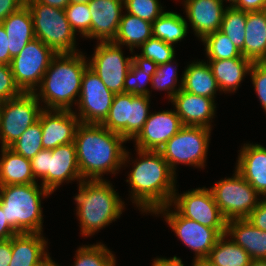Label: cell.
<instances>
[{"instance_id": "obj_9", "label": "cell", "mask_w": 266, "mask_h": 266, "mask_svg": "<svg viewBox=\"0 0 266 266\" xmlns=\"http://www.w3.org/2000/svg\"><path fill=\"white\" fill-rule=\"evenodd\" d=\"M149 101L150 97L145 95L115 94L108 116L101 125L120 134L126 141L132 140L150 115Z\"/></svg>"}, {"instance_id": "obj_1", "label": "cell", "mask_w": 266, "mask_h": 266, "mask_svg": "<svg viewBox=\"0 0 266 266\" xmlns=\"http://www.w3.org/2000/svg\"><path fill=\"white\" fill-rule=\"evenodd\" d=\"M124 142L126 140L120 134L101 124L80 123L74 144L82 179L102 180L103 173L116 174L130 161L129 152L122 146Z\"/></svg>"}, {"instance_id": "obj_28", "label": "cell", "mask_w": 266, "mask_h": 266, "mask_svg": "<svg viewBox=\"0 0 266 266\" xmlns=\"http://www.w3.org/2000/svg\"><path fill=\"white\" fill-rule=\"evenodd\" d=\"M0 186L37 183L32 174L31 161L9 147H1Z\"/></svg>"}, {"instance_id": "obj_52", "label": "cell", "mask_w": 266, "mask_h": 266, "mask_svg": "<svg viewBox=\"0 0 266 266\" xmlns=\"http://www.w3.org/2000/svg\"><path fill=\"white\" fill-rule=\"evenodd\" d=\"M33 266H59L55 263L50 257L49 254H47L39 263L33 265Z\"/></svg>"}, {"instance_id": "obj_36", "label": "cell", "mask_w": 266, "mask_h": 266, "mask_svg": "<svg viewBox=\"0 0 266 266\" xmlns=\"http://www.w3.org/2000/svg\"><path fill=\"white\" fill-rule=\"evenodd\" d=\"M73 266H113L116 263L115 255L104 245H84L76 251Z\"/></svg>"}, {"instance_id": "obj_45", "label": "cell", "mask_w": 266, "mask_h": 266, "mask_svg": "<svg viewBox=\"0 0 266 266\" xmlns=\"http://www.w3.org/2000/svg\"><path fill=\"white\" fill-rule=\"evenodd\" d=\"M8 40L6 30L0 22V64H11L12 57L10 56Z\"/></svg>"}, {"instance_id": "obj_16", "label": "cell", "mask_w": 266, "mask_h": 266, "mask_svg": "<svg viewBox=\"0 0 266 266\" xmlns=\"http://www.w3.org/2000/svg\"><path fill=\"white\" fill-rule=\"evenodd\" d=\"M124 57L120 45L99 42L92 59L88 60V67L115 94L124 93V80L132 63V57Z\"/></svg>"}, {"instance_id": "obj_57", "label": "cell", "mask_w": 266, "mask_h": 266, "mask_svg": "<svg viewBox=\"0 0 266 266\" xmlns=\"http://www.w3.org/2000/svg\"><path fill=\"white\" fill-rule=\"evenodd\" d=\"M2 101H0V113H1V108H2Z\"/></svg>"}, {"instance_id": "obj_31", "label": "cell", "mask_w": 266, "mask_h": 266, "mask_svg": "<svg viewBox=\"0 0 266 266\" xmlns=\"http://www.w3.org/2000/svg\"><path fill=\"white\" fill-rule=\"evenodd\" d=\"M157 68L158 65L150 59L138 54L132 56V63L124 80V93L150 97V91L145 86L148 82L151 83Z\"/></svg>"}, {"instance_id": "obj_46", "label": "cell", "mask_w": 266, "mask_h": 266, "mask_svg": "<svg viewBox=\"0 0 266 266\" xmlns=\"http://www.w3.org/2000/svg\"><path fill=\"white\" fill-rule=\"evenodd\" d=\"M25 5V0H0V22Z\"/></svg>"}, {"instance_id": "obj_26", "label": "cell", "mask_w": 266, "mask_h": 266, "mask_svg": "<svg viewBox=\"0 0 266 266\" xmlns=\"http://www.w3.org/2000/svg\"><path fill=\"white\" fill-rule=\"evenodd\" d=\"M243 56L252 62H266V11L247 12Z\"/></svg>"}, {"instance_id": "obj_20", "label": "cell", "mask_w": 266, "mask_h": 266, "mask_svg": "<svg viewBox=\"0 0 266 266\" xmlns=\"http://www.w3.org/2000/svg\"><path fill=\"white\" fill-rule=\"evenodd\" d=\"M213 98L198 96L180 89L172 98L175 111L183 125L211 127L216 104Z\"/></svg>"}, {"instance_id": "obj_6", "label": "cell", "mask_w": 266, "mask_h": 266, "mask_svg": "<svg viewBox=\"0 0 266 266\" xmlns=\"http://www.w3.org/2000/svg\"><path fill=\"white\" fill-rule=\"evenodd\" d=\"M25 4L30 10L37 39L56 54L77 53L76 33L72 30L63 9L44 5L35 0H25Z\"/></svg>"}, {"instance_id": "obj_49", "label": "cell", "mask_w": 266, "mask_h": 266, "mask_svg": "<svg viewBox=\"0 0 266 266\" xmlns=\"http://www.w3.org/2000/svg\"><path fill=\"white\" fill-rule=\"evenodd\" d=\"M12 256V238L0 240V266H9Z\"/></svg>"}, {"instance_id": "obj_14", "label": "cell", "mask_w": 266, "mask_h": 266, "mask_svg": "<svg viewBox=\"0 0 266 266\" xmlns=\"http://www.w3.org/2000/svg\"><path fill=\"white\" fill-rule=\"evenodd\" d=\"M170 206L169 204L160 207L153 214L162 213L165 216V221L170 226V229L175 232L185 246L195 252L194 260L206 259L221 235L214 228L187 219L176 210H170Z\"/></svg>"}, {"instance_id": "obj_11", "label": "cell", "mask_w": 266, "mask_h": 266, "mask_svg": "<svg viewBox=\"0 0 266 266\" xmlns=\"http://www.w3.org/2000/svg\"><path fill=\"white\" fill-rule=\"evenodd\" d=\"M33 92H22L19 96L4 101L0 113L1 147H10L38 121L43 108Z\"/></svg>"}, {"instance_id": "obj_43", "label": "cell", "mask_w": 266, "mask_h": 266, "mask_svg": "<svg viewBox=\"0 0 266 266\" xmlns=\"http://www.w3.org/2000/svg\"><path fill=\"white\" fill-rule=\"evenodd\" d=\"M249 73L262 108L266 112V62H253Z\"/></svg>"}, {"instance_id": "obj_50", "label": "cell", "mask_w": 266, "mask_h": 266, "mask_svg": "<svg viewBox=\"0 0 266 266\" xmlns=\"http://www.w3.org/2000/svg\"><path fill=\"white\" fill-rule=\"evenodd\" d=\"M152 266H184L181 258L174 256L173 258H155Z\"/></svg>"}, {"instance_id": "obj_38", "label": "cell", "mask_w": 266, "mask_h": 266, "mask_svg": "<svg viewBox=\"0 0 266 266\" xmlns=\"http://www.w3.org/2000/svg\"><path fill=\"white\" fill-rule=\"evenodd\" d=\"M173 61L158 65L157 70L152 76L151 86L155 90L168 91L167 95L171 101L174 95L182 88V84L177 86L178 74L177 67H174Z\"/></svg>"}, {"instance_id": "obj_3", "label": "cell", "mask_w": 266, "mask_h": 266, "mask_svg": "<svg viewBox=\"0 0 266 266\" xmlns=\"http://www.w3.org/2000/svg\"><path fill=\"white\" fill-rule=\"evenodd\" d=\"M88 67V60L82 52L57 54L42 77L38 88L33 92L38 100L47 106L43 109L72 110L80 95L83 73ZM37 91V93H36ZM42 98V99H41Z\"/></svg>"}, {"instance_id": "obj_44", "label": "cell", "mask_w": 266, "mask_h": 266, "mask_svg": "<svg viewBox=\"0 0 266 266\" xmlns=\"http://www.w3.org/2000/svg\"><path fill=\"white\" fill-rule=\"evenodd\" d=\"M253 226L266 231V197L260 200L258 206L246 218Z\"/></svg>"}, {"instance_id": "obj_25", "label": "cell", "mask_w": 266, "mask_h": 266, "mask_svg": "<svg viewBox=\"0 0 266 266\" xmlns=\"http://www.w3.org/2000/svg\"><path fill=\"white\" fill-rule=\"evenodd\" d=\"M42 233H18L12 237V256L9 266H33L48 253Z\"/></svg>"}, {"instance_id": "obj_15", "label": "cell", "mask_w": 266, "mask_h": 266, "mask_svg": "<svg viewBox=\"0 0 266 266\" xmlns=\"http://www.w3.org/2000/svg\"><path fill=\"white\" fill-rule=\"evenodd\" d=\"M115 93L89 67L83 73L76 116L81 123L102 124L108 116Z\"/></svg>"}, {"instance_id": "obj_27", "label": "cell", "mask_w": 266, "mask_h": 266, "mask_svg": "<svg viewBox=\"0 0 266 266\" xmlns=\"http://www.w3.org/2000/svg\"><path fill=\"white\" fill-rule=\"evenodd\" d=\"M220 91L235 92L253 64L245 57L227 60H208Z\"/></svg>"}, {"instance_id": "obj_7", "label": "cell", "mask_w": 266, "mask_h": 266, "mask_svg": "<svg viewBox=\"0 0 266 266\" xmlns=\"http://www.w3.org/2000/svg\"><path fill=\"white\" fill-rule=\"evenodd\" d=\"M30 161L34 178L40 177L41 185L52 194L64 181L77 179L80 183L83 180L74 142L54 149H42Z\"/></svg>"}, {"instance_id": "obj_41", "label": "cell", "mask_w": 266, "mask_h": 266, "mask_svg": "<svg viewBox=\"0 0 266 266\" xmlns=\"http://www.w3.org/2000/svg\"><path fill=\"white\" fill-rule=\"evenodd\" d=\"M127 13L153 23L164 11L158 0H124Z\"/></svg>"}, {"instance_id": "obj_17", "label": "cell", "mask_w": 266, "mask_h": 266, "mask_svg": "<svg viewBox=\"0 0 266 266\" xmlns=\"http://www.w3.org/2000/svg\"><path fill=\"white\" fill-rule=\"evenodd\" d=\"M183 126L175 110L150 112L143 128L134 138L136 148L159 151Z\"/></svg>"}, {"instance_id": "obj_4", "label": "cell", "mask_w": 266, "mask_h": 266, "mask_svg": "<svg viewBox=\"0 0 266 266\" xmlns=\"http://www.w3.org/2000/svg\"><path fill=\"white\" fill-rule=\"evenodd\" d=\"M74 196L81 234L91 236L120 217L124 202L112 184L102 180H82Z\"/></svg>"}, {"instance_id": "obj_55", "label": "cell", "mask_w": 266, "mask_h": 266, "mask_svg": "<svg viewBox=\"0 0 266 266\" xmlns=\"http://www.w3.org/2000/svg\"><path fill=\"white\" fill-rule=\"evenodd\" d=\"M91 0H69V4L71 3H89Z\"/></svg>"}, {"instance_id": "obj_5", "label": "cell", "mask_w": 266, "mask_h": 266, "mask_svg": "<svg viewBox=\"0 0 266 266\" xmlns=\"http://www.w3.org/2000/svg\"><path fill=\"white\" fill-rule=\"evenodd\" d=\"M51 194L37 183L0 186V206L6 220L18 233H41V200Z\"/></svg>"}, {"instance_id": "obj_13", "label": "cell", "mask_w": 266, "mask_h": 266, "mask_svg": "<svg viewBox=\"0 0 266 266\" xmlns=\"http://www.w3.org/2000/svg\"><path fill=\"white\" fill-rule=\"evenodd\" d=\"M183 217L214 228L220 235L226 233V220L208 188H198L178 195L173 194L170 205Z\"/></svg>"}, {"instance_id": "obj_47", "label": "cell", "mask_w": 266, "mask_h": 266, "mask_svg": "<svg viewBox=\"0 0 266 266\" xmlns=\"http://www.w3.org/2000/svg\"><path fill=\"white\" fill-rule=\"evenodd\" d=\"M232 6L244 12L261 11L266 9V0H236Z\"/></svg>"}, {"instance_id": "obj_24", "label": "cell", "mask_w": 266, "mask_h": 266, "mask_svg": "<svg viewBox=\"0 0 266 266\" xmlns=\"http://www.w3.org/2000/svg\"><path fill=\"white\" fill-rule=\"evenodd\" d=\"M8 35L10 56L13 58L33 39H35L33 19L25 4L10 14L2 22Z\"/></svg>"}, {"instance_id": "obj_54", "label": "cell", "mask_w": 266, "mask_h": 266, "mask_svg": "<svg viewBox=\"0 0 266 266\" xmlns=\"http://www.w3.org/2000/svg\"><path fill=\"white\" fill-rule=\"evenodd\" d=\"M249 266H266V259H252Z\"/></svg>"}, {"instance_id": "obj_34", "label": "cell", "mask_w": 266, "mask_h": 266, "mask_svg": "<svg viewBox=\"0 0 266 266\" xmlns=\"http://www.w3.org/2000/svg\"><path fill=\"white\" fill-rule=\"evenodd\" d=\"M247 12L234 8L232 5L227 6L223 15L220 31L223 32L232 43L241 51L245 41Z\"/></svg>"}, {"instance_id": "obj_37", "label": "cell", "mask_w": 266, "mask_h": 266, "mask_svg": "<svg viewBox=\"0 0 266 266\" xmlns=\"http://www.w3.org/2000/svg\"><path fill=\"white\" fill-rule=\"evenodd\" d=\"M9 148L29 160L36 156L43 149L40 120L38 119L37 122L28 127Z\"/></svg>"}, {"instance_id": "obj_53", "label": "cell", "mask_w": 266, "mask_h": 266, "mask_svg": "<svg viewBox=\"0 0 266 266\" xmlns=\"http://www.w3.org/2000/svg\"><path fill=\"white\" fill-rule=\"evenodd\" d=\"M192 266H213V265L206 259H196L194 260Z\"/></svg>"}, {"instance_id": "obj_35", "label": "cell", "mask_w": 266, "mask_h": 266, "mask_svg": "<svg viewBox=\"0 0 266 266\" xmlns=\"http://www.w3.org/2000/svg\"><path fill=\"white\" fill-rule=\"evenodd\" d=\"M201 41L205 45L208 60H227L244 57L228 36L220 30L207 35Z\"/></svg>"}, {"instance_id": "obj_19", "label": "cell", "mask_w": 266, "mask_h": 266, "mask_svg": "<svg viewBox=\"0 0 266 266\" xmlns=\"http://www.w3.org/2000/svg\"><path fill=\"white\" fill-rule=\"evenodd\" d=\"M124 0H91L90 38L99 42H113L122 18Z\"/></svg>"}, {"instance_id": "obj_22", "label": "cell", "mask_w": 266, "mask_h": 266, "mask_svg": "<svg viewBox=\"0 0 266 266\" xmlns=\"http://www.w3.org/2000/svg\"><path fill=\"white\" fill-rule=\"evenodd\" d=\"M236 171L263 197H266V147L244 144L240 149Z\"/></svg>"}, {"instance_id": "obj_56", "label": "cell", "mask_w": 266, "mask_h": 266, "mask_svg": "<svg viewBox=\"0 0 266 266\" xmlns=\"http://www.w3.org/2000/svg\"><path fill=\"white\" fill-rule=\"evenodd\" d=\"M222 1L224 2V0H222ZM227 1L230 3L229 5L231 6V5H233V4L235 3L236 0H226V2H227ZM231 2H232V3H231Z\"/></svg>"}, {"instance_id": "obj_2", "label": "cell", "mask_w": 266, "mask_h": 266, "mask_svg": "<svg viewBox=\"0 0 266 266\" xmlns=\"http://www.w3.org/2000/svg\"><path fill=\"white\" fill-rule=\"evenodd\" d=\"M139 159L126 182L130 184L131 200L142 212L154 213L169 205L176 190V173L159 151L136 149Z\"/></svg>"}, {"instance_id": "obj_32", "label": "cell", "mask_w": 266, "mask_h": 266, "mask_svg": "<svg viewBox=\"0 0 266 266\" xmlns=\"http://www.w3.org/2000/svg\"><path fill=\"white\" fill-rule=\"evenodd\" d=\"M226 234L221 235L206 258L213 266H249L251 257L232 239L227 241Z\"/></svg>"}, {"instance_id": "obj_29", "label": "cell", "mask_w": 266, "mask_h": 266, "mask_svg": "<svg viewBox=\"0 0 266 266\" xmlns=\"http://www.w3.org/2000/svg\"><path fill=\"white\" fill-rule=\"evenodd\" d=\"M180 83L182 90L198 96L214 99L216 91H220L211 67L204 61H196L188 65Z\"/></svg>"}, {"instance_id": "obj_12", "label": "cell", "mask_w": 266, "mask_h": 266, "mask_svg": "<svg viewBox=\"0 0 266 266\" xmlns=\"http://www.w3.org/2000/svg\"><path fill=\"white\" fill-rule=\"evenodd\" d=\"M56 55L50 47L40 39L35 38L12 58L10 67L13 78L22 92H34L36 90L51 60Z\"/></svg>"}, {"instance_id": "obj_23", "label": "cell", "mask_w": 266, "mask_h": 266, "mask_svg": "<svg viewBox=\"0 0 266 266\" xmlns=\"http://www.w3.org/2000/svg\"><path fill=\"white\" fill-rule=\"evenodd\" d=\"M225 234L247 251L251 259H266V231L253 226L247 219L227 221Z\"/></svg>"}, {"instance_id": "obj_30", "label": "cell", "mask_w": 266, "mask_h": 266, "mask_svg": "<svg viewBox=\"0 0 266 266\" xmlns=\"http://www.w3.org/2000/svg\"><path fill=\"white\" fill-rule=\"evenodd\" d=\"M152 37V23L131 14H122L117 35L113 43L127 45L131 53Z\"/></svg>"}, {"instance_id": "obj_18", "label": "cell", "mask_w": 266, "mask_h": 266, "mask_svg": "<svg viewBox=\"0 0 266 266\" xmlns=\"http://www.w3.org/2000/svg\"><path fill=\"white\" fill-rule=\"evenodd\" d=\"M73 110L43 109L39 115L43 149L74 142L77 127L81 123Z\"/></svg>"}, {"instance_id": "obj_33", "label": "cell", "mask_w": 266, "mask_h": 266, "mask_svg": "<svg viewBox=\"0 0 266 266\" xmlns=\"http://www.w3.org/2000/svg\"><path fill=\"white\" fill-rule=\"evenodd\" d=\"M187 33V21L175 12H164L152 23V37L172 46L185 38Z\"/></svg>"}, {"instance_id": "obj_21", "label": "cell", "mask_w": 266, "mask_h": 266, "mask_svg": "<svg viewBox=\"0 0 266 266\" xmlns=\"http://www.w3.org/2000/svg\"><path fill=\"white\" fill-rule=\"evenodd\" d=\"M187 18L195 35L202 40L220 30L226 7L222 0H183Z\"/></svg>"}, {"instance_id": "obj_51", "label": "cell", "mask_w": 266, "mask_h": 266, "mask_svg": "<svg viewBox=\"0 0 266 266\" xmlns=\"http://www.w3.org/2000/svg\"><path fill=\"white\" fill-rule=\"evenodd\" d=\"M44 5L65 9L69 5V0H35Z\"/></svg>"}, {"instance_id": "obj_48", "label": "cell", "mask_w": 266, "mask_h": 266, "mask_svg": "<svg viewBox=\"0 0 266 266\" xmlns=\"http://www.w3.org/2000/svg\"><path fill=\"white\" fill-rule=\"evenodd\" d=\"M18 232L8 223L6 215L0 206V240L11 239Z\"/></svg>"}, {"instance_id": "obj_40", "label": "cell", "mask_w": 266, "mask_h": 266, "mask_svg": "<svg viewBox=\"0 0 266 266\" xmlns=\"http://www.w3.org/2000/svg\"><path fill=\"white\" fill-rule=\"evenodd\" d=\"M140 47L142 49L140 55L154 61L157 65L174 61V46L165 43L163 40L151 37Z\"/></svg>"}, {"instance_id": "obj_10", "label": "cell", "mask_w": 266, "mask_h": 266, "mask_svg": "<svg viewBox=\"0 0 266 266\" xmlns=\"http://www.w3.org/2000/svg\"><path fill=\"white\" fill-rule=\"evenodd\" d=\"M209 189L226 221L246 219L260 202V194L236 170Z\"/></svg>"}, {"instance_id": "obj_42", "label": "cell", "mask_w": 266, "mask_h": 266, "mask_svg": "<svg viewBox=\"0 0 266 266\" xmlns=\"http://www.w3.org/2000/svg\"><path fill=\"white\" fill-rule=\"evenodd\" d=\"M21 93L14 81L10 65L0 64V101L15 98Z\"/></svg>"}, {"instance_id": "obj_39", "label": "cell", "mask_w": 266, "mask_h": 266, "mask_svg": "<svg viewBox=\"0 0 266 266\" xmlns=\"http://www.w3.org/2000/svg\"><path fill=\"white\" fill-rule=\"evenodd\" d=\"M64 11L72 30L90 39L91 13L88 3H71Z\"/></svg>"}, {"instance_id": "obj_8", "label": "cell", "mask_w": 266, "mask_h": 266, "mask_svg": "<svg viewBox=\"0 0 266 266\" xmlns=\"http://www.w3.org/2000/svg\"><path fill=\"white\" fill-rule=\"evenodd\" d=\"M210 133L207 127L184 125L159 152L175 173L177 164L204 168Z\"/></svg>"}]
</instances>
